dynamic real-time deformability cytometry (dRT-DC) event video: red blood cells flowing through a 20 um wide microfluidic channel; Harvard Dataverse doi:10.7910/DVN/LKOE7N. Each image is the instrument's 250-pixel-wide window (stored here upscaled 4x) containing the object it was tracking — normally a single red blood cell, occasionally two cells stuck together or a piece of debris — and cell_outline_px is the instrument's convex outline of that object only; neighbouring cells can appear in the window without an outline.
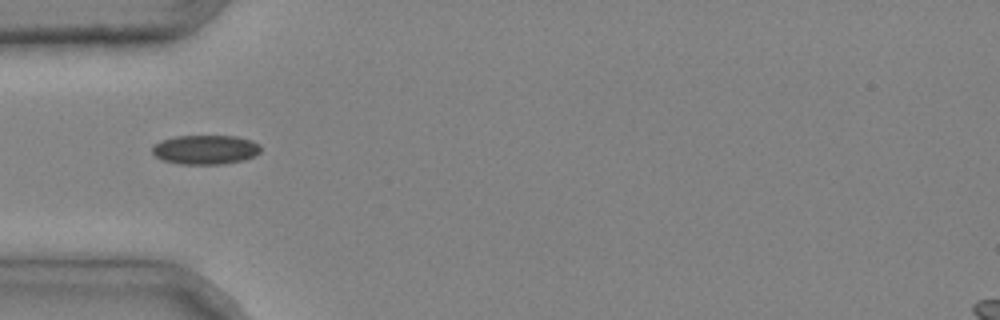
{"species": "common noctule bat (a hibernating species)", "species_latin": "Nyctalus noctula", "temperature_condition": "cold", "stored_images_in_passage": 2, "camera_frame_rate_fps": 3000, "um_per_image_px": 0.085, "animal": {"sex": "male", "body_mass_g": 20.4}, "frame": {"image": 1, "passage_image": 1, "time_ms": 0.0, "image_size_px": [1000, 320], "cell_outline_px": [[260, 152], [256, 156], [244, 160], [224, 164], [180, 164], [164, 160], [156, 156], [152, 152], [152, 144], [160, 140], [176, 136], [236, 136], [252, 140], [260, 144]], "centroid_in_image_um": [17.48, 12.71], "position_along_channel_um": 67.5, "area_um2": 18.73}}